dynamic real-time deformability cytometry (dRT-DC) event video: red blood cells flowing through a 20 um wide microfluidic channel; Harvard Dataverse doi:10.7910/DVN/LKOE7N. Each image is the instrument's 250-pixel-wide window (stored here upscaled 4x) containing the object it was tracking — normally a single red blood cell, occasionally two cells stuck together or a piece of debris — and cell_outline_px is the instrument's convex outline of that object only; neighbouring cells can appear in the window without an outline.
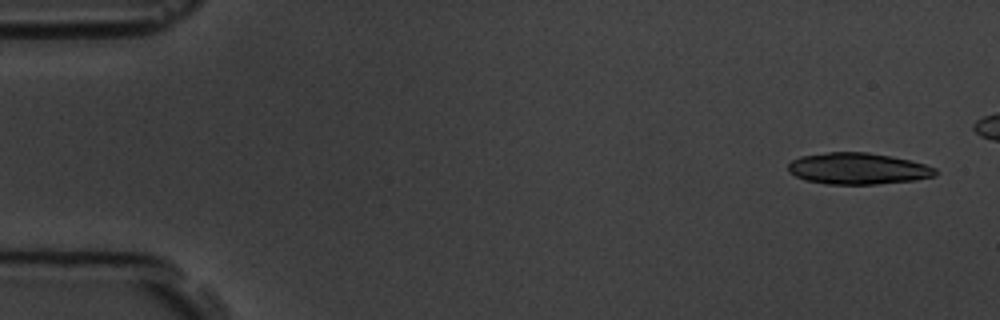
{"species": "common noctule bat (a hibernating species)", "species_latin": "Nyctalus noctula", "temperature_condition": "room temperature", "stored_images_in_passage": 5, "camera_frame_rate_fps": 3000, "um_per_image_px": 0.085, "animal": {"sex": "male", "body_mass_g": 19.5, "forearm_length_mm": 54.6}, "frame": {"image": 1, "passage_image": 1, "time_ms": 0.0, "image_size_px": [1000, 320], "cell_outline_px": [[940, 172], [936, 176], [916, 180], [876, 184], [824, 184], [804, 180], [788, 172], [788, 164], [792, 160], [800, 156], [828, 152], [868, 152], [892, 156], [924, 164], [936, 168]], "centroid_in_image_um": [72.93, 14.33], "position_along_channel_um": 12.1, "area_um2": 27.22}}